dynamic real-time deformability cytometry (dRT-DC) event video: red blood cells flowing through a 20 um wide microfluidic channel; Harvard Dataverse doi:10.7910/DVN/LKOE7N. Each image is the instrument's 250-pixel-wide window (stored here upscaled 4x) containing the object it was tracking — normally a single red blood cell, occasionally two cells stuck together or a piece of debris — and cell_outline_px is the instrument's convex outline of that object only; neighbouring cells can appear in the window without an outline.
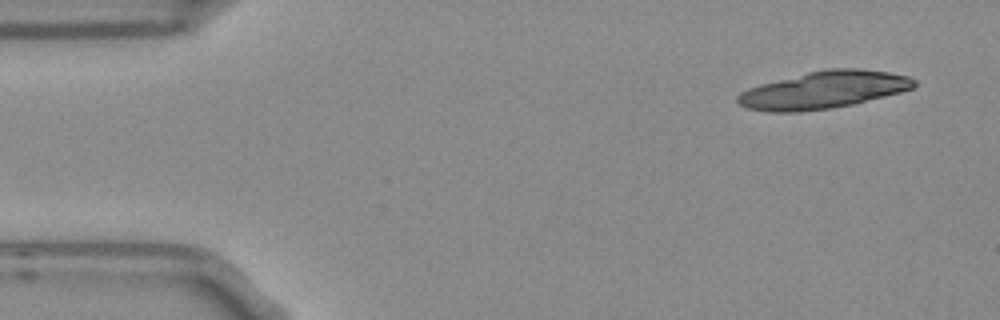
{"species": "Egyptian fruit bat (a non-hibernating species)", "species_latin": "Rousettus aegyptiacus", "temperature_condition": "room temperature", "stored_images_in_passage": 3, "camera_frame_rate_fps": 3000, "um_per_image_px": 0.085, "frame": {"image": 1, "passage_image": 1, "time_ms": 0.0, "image_size_px": [1000, 320], "cell_outline_px": [[916, 84], [912, 88], [900, 92], [852, 104], [832, 108], [800, 112], [768, 112], [748, 108], [740, 104], [736, 100], [736, 96], [740, 92], [748, 88], [760, 84], [808, 72], [828, 68], [856, 68], [888, 72], [908, 76], [916, 80]], "centroid_in_image_um": [69.98, 7.64], "position_along_channel_um": 15.0, "area_um2": 38.21}}